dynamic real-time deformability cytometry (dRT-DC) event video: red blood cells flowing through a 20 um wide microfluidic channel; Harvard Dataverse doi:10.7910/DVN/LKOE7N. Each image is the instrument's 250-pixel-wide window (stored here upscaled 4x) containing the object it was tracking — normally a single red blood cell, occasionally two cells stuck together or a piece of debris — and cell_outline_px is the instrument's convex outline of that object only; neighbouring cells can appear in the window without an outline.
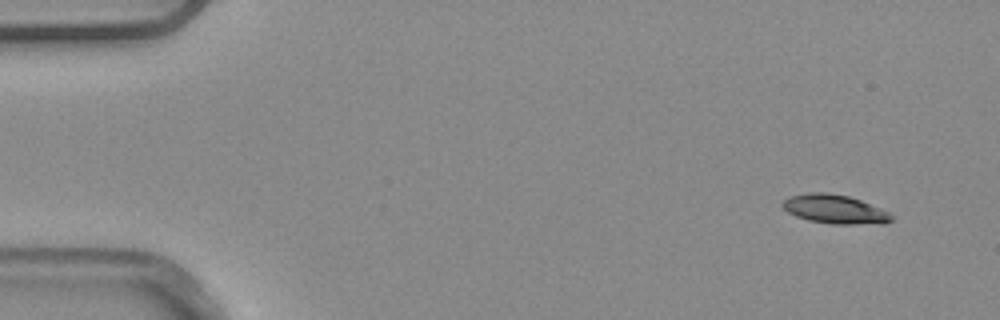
{"species": "common noctule bat (a hibernating species)", "species_latin": "Nyctalus noctula", "temperature_condition": "warm", "stored_images_in_passage": 6, "camera_frame_rate_fps": 3000, "um_per_image_px": 0.085, "animal": {"sex": "male", "body_mass_g": 20.4}, "frame": {"image": 1, "passage_image": 1, "time_ms": 0.0, "image_size_px": [1000, 320], "cell_outline_px": [[892, 220], [884, 224], [832, 224], [808, 220], [796, 216], [788, 212], [780, 204], [784, 200], [792, 196], [808, 192], [828, 192], [848, 196], [860, 200], [880, 208], [888, 212], [892, 216]], "centroid_in_image_um": [70.96, 17.78], "position_along_channel_um": 14.0, "area_um2": 18.32}}